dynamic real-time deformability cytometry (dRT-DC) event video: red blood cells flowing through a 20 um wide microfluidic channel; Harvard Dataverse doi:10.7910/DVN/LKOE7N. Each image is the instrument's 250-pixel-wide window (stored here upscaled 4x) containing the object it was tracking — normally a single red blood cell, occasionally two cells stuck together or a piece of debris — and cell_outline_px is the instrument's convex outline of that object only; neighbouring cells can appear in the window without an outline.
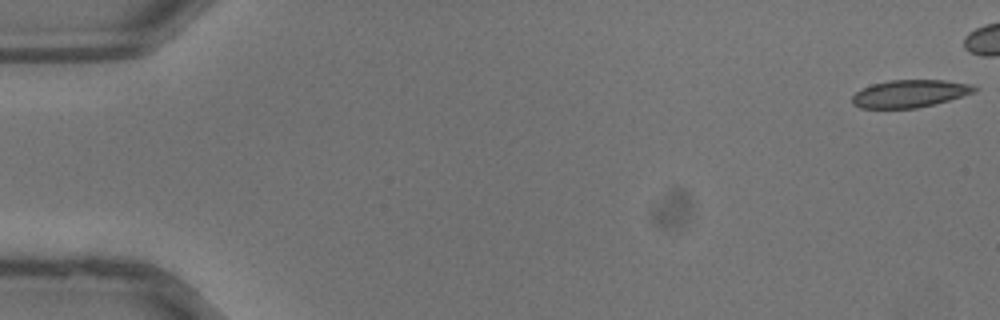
{"species": "common noctule bat (a hibernating species)", "species_latin": "Nyctalus noctula", "temperature_condition": "warm", "stored_images_in_passage": 15, "camera_frame_rate_fps": 3000, "um_per_image_px": 0.085, "animal": {"sex": "male", "body_mass_g": 13.3}, "frame": {"image": 1, "passage_image": 1, "time_ms": 0.0, "image_size_px": [1000, 320], "cell_outline_px": [[980, 88], [976, 92], [948, 100], [916, 108], [860, 108], [852, 104], [852, 96], [860, 88], [872, 84], [888, 80], [944, 80], [972, 84]], "centroid_in_image_um": [77.33, 7.94], "position_along_channel_um": 7.7, "area_um2": 19.71}}